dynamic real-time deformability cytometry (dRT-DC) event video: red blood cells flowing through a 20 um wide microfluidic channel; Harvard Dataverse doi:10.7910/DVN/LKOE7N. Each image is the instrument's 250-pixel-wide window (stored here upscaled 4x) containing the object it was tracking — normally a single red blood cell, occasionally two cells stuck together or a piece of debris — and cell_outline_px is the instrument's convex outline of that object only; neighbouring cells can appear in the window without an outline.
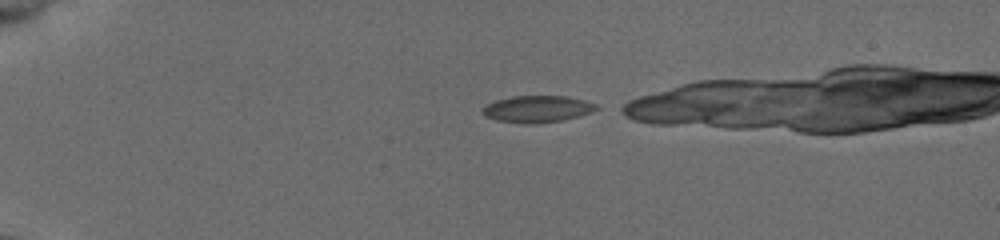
{"species": "common noctule bat (a hibernating species)", "species_latin": "Nyctalus noctula", "temperature_condition": "cold", "stored_images_in_passage": 36, "camera_frame_rate_fps": 3000, "um_per_image_px": 0.085, "animal": {"sex": "female", "body_mass_g": 19.5, "forearm_length_mm": 54.1}, "frame": {"image": 1, "passage_image": 2, "time_ms": 0.333, "image_size_px": [1000, 240], "cell_outline_px": [[600, 108], [592, 112], [560, 120], [536, 124], [524, 124], [496, 120], [484, 116], [480, 112], [480, 108], [496, 100], [512, 96], [568, 96], [584, 100], [596, 104]], "centroid_in_image_um": [45.62, 9.26], "position_along_channel_um": 39.4, "area_um2": 17.86}}
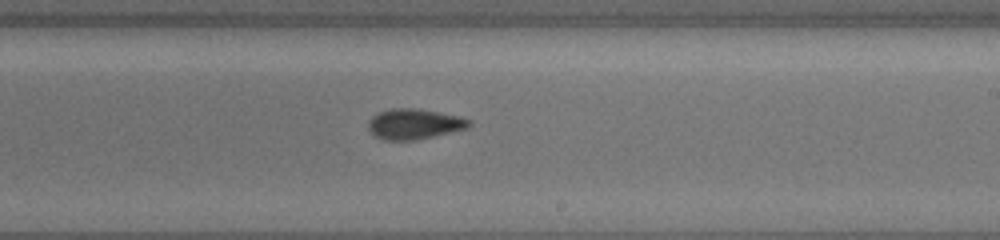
{"frame": {"image": 2, "passage_image": 23, "time_ms": 7.333, "image_size_px": [1000, 240], "cell_outline_px": [[472, 124], [468, 128], [416, 140], [384, 140], [376, 136], [368, 128], [368, 120], [372, 116], [380, 112], [392, 108], [416, 108], [460, 116], [472, 120]], "centroid_in_image_um": [35.23, 10.53], "position_along_channel_um": 253.8, "area_um2": 17.86}}
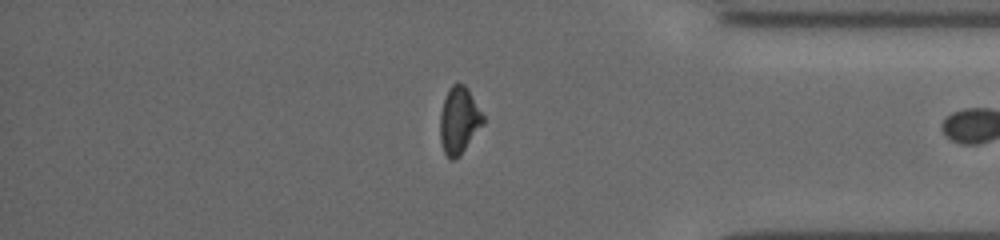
{"frame": {"image": 3, "passage_image": 35, "time_ms": 11.333, "image_size_px": [1000, 240], "cell_outline_px": [[484, 124], [460, 156], [452, 160], [444, 152], [440, 140], [440, 112], [448, 88], [452, 84], [464, 84], [468, 88], [484, 116]], "centroid_in_image_um": [39.02, 10.23], "position_along_channel_um": 396.2, "area_um2": 16.82}}